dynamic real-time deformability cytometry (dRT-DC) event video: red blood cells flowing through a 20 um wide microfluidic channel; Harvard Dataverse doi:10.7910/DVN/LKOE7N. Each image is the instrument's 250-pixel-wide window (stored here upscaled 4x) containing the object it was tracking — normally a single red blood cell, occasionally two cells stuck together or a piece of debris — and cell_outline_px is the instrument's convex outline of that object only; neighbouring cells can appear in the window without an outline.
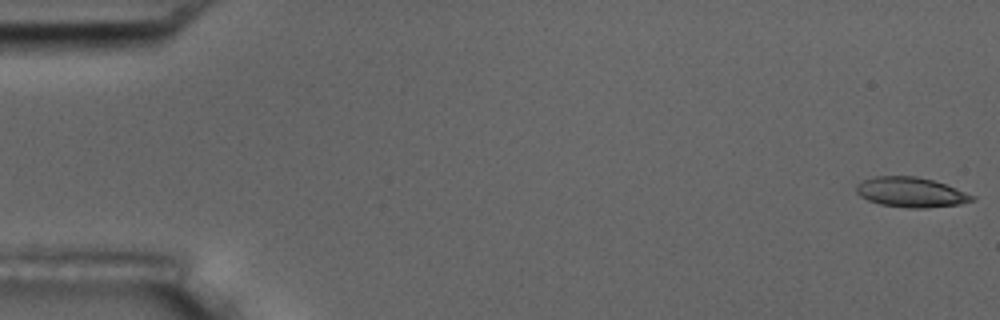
{"species": "common noctule bat (a hibernating species)", "species_latin": "Nyctalus noctula", "temperature_condition": "room temperature", "stored_images_in_passage": 10, "camera_frame_rate_fps": 3000, "um_per_image_px": 0.085, "animal": {"sex": "male", "body_mass_g": 17.5, "forearm_length_mm": 52.3}, "frame": {"image": 1, "passage_image": 1, "time_ms": 0.0, "image_size_px": [1000, 320], "cell_outline_px": [[976, 200], [960, 204], [928, 208], [908, 208], [880, 204], [868, 200], [860, 196], [856, 192], [856, 184], [864, 180], [876, 176], [916, 176], [932, 180], [944, 184], [976, 196]], "centroid_in_image_um": [77.43, 16.35], "position_along_channel_um": 7.6, "area_um2": 20.17}}
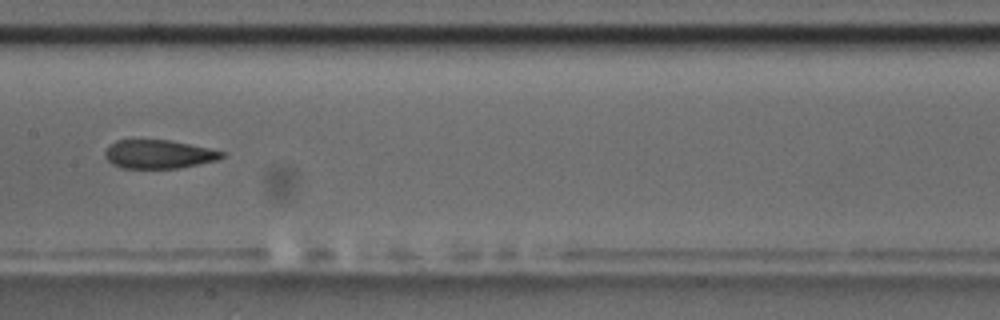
{"frame": {"image": 2, "passage_image": 9, "time_ms": 9.0, "image_size_px": [1000, 320], "cell_outline_px": [[228, 152], [224, 156], [216, 160], [180, 168], [120, 168], [112, 164], [104, 156], [104, 152], [116, 140], [168, 140]], "centroid_in_image_um": [13.49, 13.11], "position_along_channel_um": 193.9, "area_um2": 19.36}}
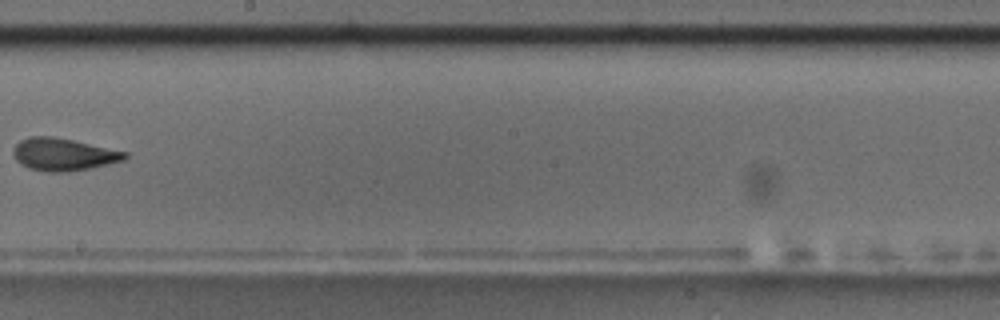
{"frame": {"image": 3, "passage_image": 10, "time_ms": 10.333, "image_size_px": [1000, 320], "cell_outline_px": [[128, 156], [124, 160], [92, 168], [68, 172], [48, 172], [28, 168], [20, 164], [16, 160], [12, 152], [12, 148], [20, 140], [28, 136], [52, 136], [72, 140], [128, 152]], "centroid_in_image_um": [5.36, 13.13], "position_along_channel_um": 242.8, "area_um2": 21.27}}